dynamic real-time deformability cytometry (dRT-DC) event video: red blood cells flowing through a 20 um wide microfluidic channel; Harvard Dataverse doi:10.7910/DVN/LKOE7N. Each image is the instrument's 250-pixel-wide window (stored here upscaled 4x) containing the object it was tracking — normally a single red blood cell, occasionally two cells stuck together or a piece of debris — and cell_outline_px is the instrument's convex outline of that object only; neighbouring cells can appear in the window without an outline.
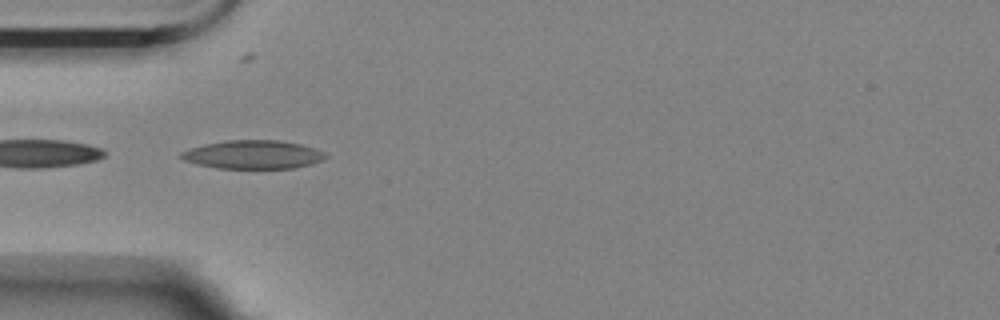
{"species": "Egyptian fruit bat (a non-hibernating species)", "species_latin": "Rousettus aegyptiacus", "temperature_condition": "room temperature", "stored_images_in_passage": 44, "camera_frame_rate_fps": 3000, "um_per_image_px": 0.085, "animal": {"sex": "female"}, "frame": {"image": 1, "passage_image": 5, "time_ms": 1.333, "image_size_px": [1000, 320], "cell_outline_px": [[328, 156], [324, 160], [312, 164], [292, 168], [216, 168], [196, 164], [184, 160], [180, 156], [180, 152], [204, 144], [224, 140], [280, 140], [300, 144], [316, 148], [324, 152]], "centroid_in_image_um": [21.53, 13.13], "position_along_channel_um": 63.5, "area_um2": 24.1}}
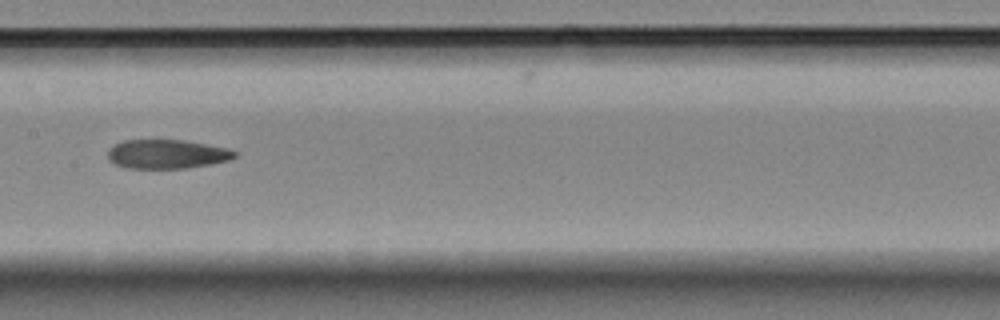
{"frame": {"image": 2, "passage_image": 16, "time_ms": 5.0, "image_size_px": [1000, 320], "cell_outline_px": [[236, 156], [228, 160], [188, 168], [128, 168], [116, 164], [108, 160], [108, 148], [112, 144], [124, 140], [184, 140], [228, 148], [236, 152]], "centroid_in_image_um": [14.14, 13.09], "position_along_channel_um": 193.3, "area_um2": 21.44}}
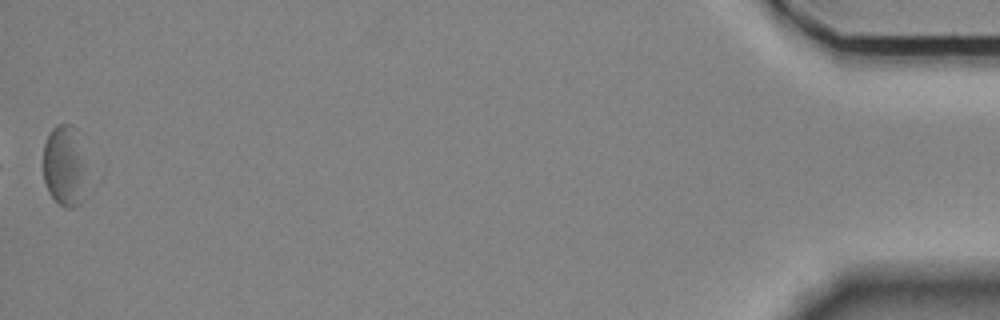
{"frame": {"image": 3, "passage_image": 44, "time_ms": 14.333, "image_size_px": [1000, 320], "cell_outline_px": [[88, 196], [80, 204], [72, 208], [64, 208], [48, 192], [44, 180], [44, 144], [52, 128], [56, 124], [72, 124], [76, 128], [84, 160]], "centroid_in_image_um": [5.53, 14.15], "position_along_channel_um": 429.7, "area_um2": 21.04}, "authors_computed_cell_mechanics": {"area_um2": 22.3975, "velocity_mm_per_s": 3.5371, "shape_relaxation_time_tau1_ms": null, "shape_relaxation_time_tau2_ms": 9.1909, "deformation_change_tau1": null, "deformation_change_tau2": 0.1935}}